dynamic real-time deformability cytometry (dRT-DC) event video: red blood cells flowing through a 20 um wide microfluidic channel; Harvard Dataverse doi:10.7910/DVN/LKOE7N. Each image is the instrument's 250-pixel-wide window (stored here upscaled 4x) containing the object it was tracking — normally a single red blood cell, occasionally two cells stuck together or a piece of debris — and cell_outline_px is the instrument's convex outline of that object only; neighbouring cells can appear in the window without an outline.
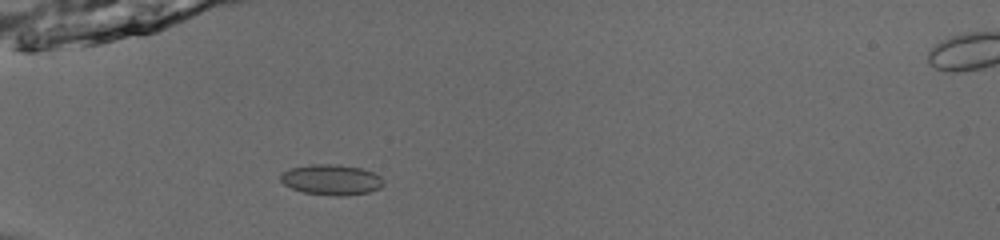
{"species": "common noctule bat (a hibernating species)", "species_latin": "Nyctalus noctula", "temperature_condition": "room temperature", "stored_images_in_passage": 35, "camera_frame_rate_fps": 3000, "um_per_image_px": 0.085, "animal": {"sex": "male", "body_mass_g": 13.0, "forearm_length_mm": 53.1}, "frame": {"image": 1, "passage_image": 1, "time_ms": 0.0, "image_size_px": [1000, 240], "cell_outline_px": [[384, 184], [380, 188], [368, 192], [344, 196], [332, 196], [304, 192], [292, 188], [284, 184], [280, 180], [280, 172], [292, 168], [312, 164], [336, 164], [360, 168], [372, 172], [380, 176], [384, 180]], "centroid_in_image_um": [28.16, 15.28], "position_along_channel_um": 56.8, "area_um2": 18.32}}
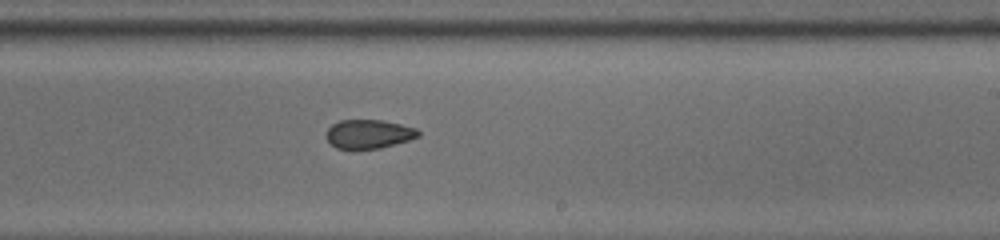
{"frame": {"image": 2, "passage_image": 17, "time_ms": 5.333, "image_size_px": [1000, 240], "cell_outline_px": [[420, 136], [408, 140], [380, 148], [336, 148], [328, 140], [328, 128], [332, 124], [340, 120], [384, 120], [416, 128], [420, 132]], "centroid_in_image_um": [31.37, 11.37], "position_along_channel_um": 257.6, "area_um2": 15.2}}
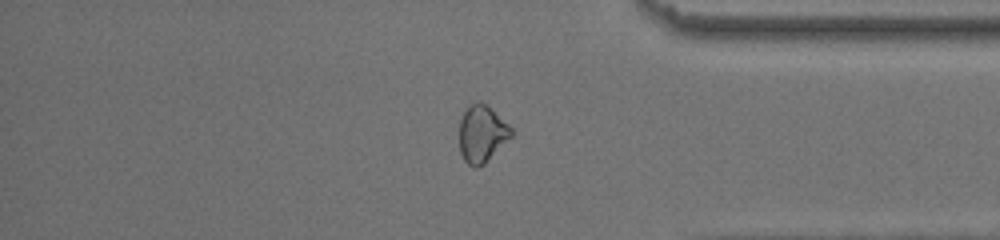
{"frame": {"image": 3, "passage_image": 28, "time_ms": 9.0, "image_size_px": [1000, 240], "cell_outline_px": [[512, 136], [484, 164], [476, 168], [472, 168], [464, 160], [460, 152], [460, 120], [464, 112], [472, 104], [480, 100], [492, 108], [512, 128]], "centroid_in_image_um": [40.97, 11.38], "position_along_channel_um": 394.2, "area_um2": 17.22}, "authors_computed_cell_mechanics": {"area_um2": 16.5886, "velocity_mm_per_s": 3.974, "shape_relaxation_time_tau1_ms": null, "shape_relaxation_time_tau2_ms": 1.7308, "deformation_change_tau1": null, "deformation_change_tau2": 0.0723}}